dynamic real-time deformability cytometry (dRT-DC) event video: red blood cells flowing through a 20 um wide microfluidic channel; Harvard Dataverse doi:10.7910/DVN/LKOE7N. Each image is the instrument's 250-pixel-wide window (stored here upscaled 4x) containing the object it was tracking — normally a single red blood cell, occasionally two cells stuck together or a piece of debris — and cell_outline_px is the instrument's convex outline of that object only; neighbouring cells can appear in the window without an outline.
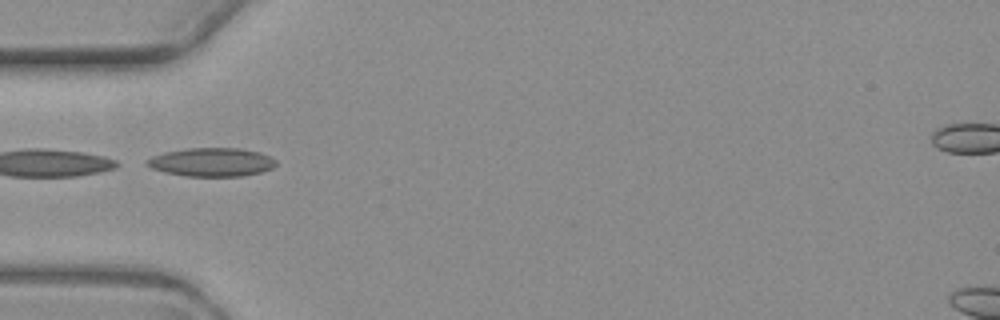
{"species": "common noctule bat (a hibernating species)", "species_latin": "Nyctalus noctula", "temperature_condition": "warm", "stored_images_in_passage": 6, "camera_frame_rate_fps": 3000, "um_per_image_px": 0.085, "animal": {"sex": "female", "body_mass_g": 19.3, "forearm_length_mm": 54.1}, "frame": {"image": 1, "passage_image": 3, "time_ms": 3.333, "image_size_px": [1000, 320], "cell_outline_px": [[276, 164], [272, 168], [260, 172], [244, 176], [184, 176], [164, 172], [152, 168], [144, 164], [144, 160], [152, 156], [164, 152], [188, 148], [240, 148], [260, 152], [276, 160]], "centroid_in_image_um": [17.95, 13.78], "position_along_channel_um": 67.0, "area_um2": 21.62}}
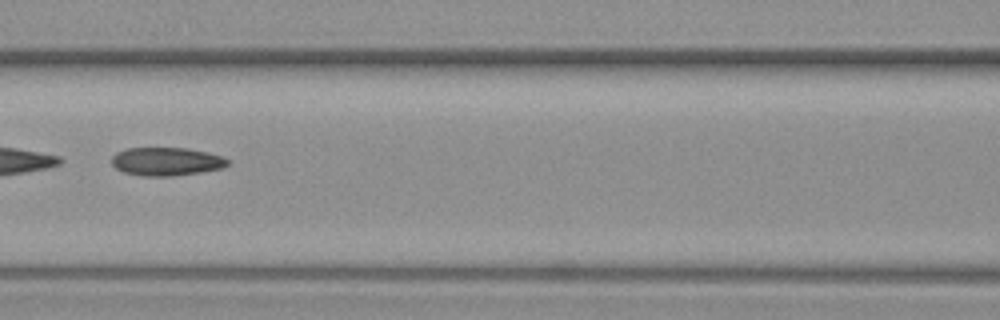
{"frame": {"image": 2, "passage_image": 5, "time_ms": 5.667, "image_size_px": [1000, 320], "cell_outline_px": [[228, 164], [220, 168], [200, 172], [172, 176], [144, 176], [124, 172], [116, 168], [112, 164], [112, 156], [116, 152], [128, 148], [188, 148], [208, 152], [220, 156], [228, 160]], "centroid_in_image_um": [14.11, 13.72], "position_along_channel_um": 152.5, "area_um2": 18.96}}
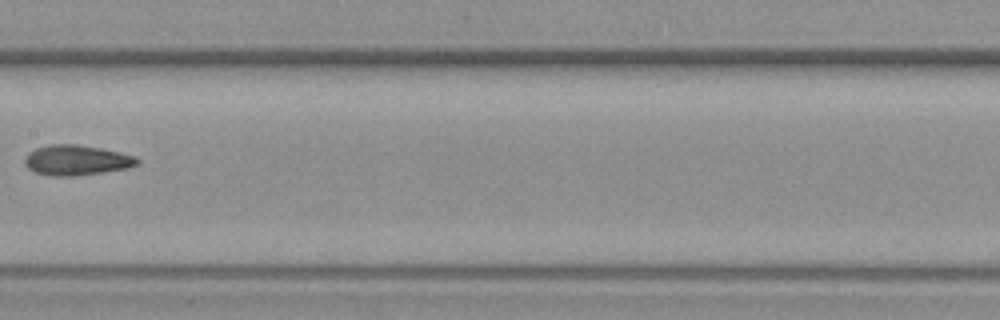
{"frame": {"image": 3, "passage_image": 6, "time_ms": 7.0, "image_size_px": [1000, 320], "cell_outline_px": [[140, 160], [136, 164], [128, 168], [72, 176], [52, 176], [36, 172], [28, 168], [24, 164], [24, 160], [28, 152], [36, 148], [52, 144], [76, 144], [100, 148], [136, 156]], "centroid_in_image_um": [6.48, 13.61], "position_along_channel_um": 200.9, "area_um2": 19.59}}